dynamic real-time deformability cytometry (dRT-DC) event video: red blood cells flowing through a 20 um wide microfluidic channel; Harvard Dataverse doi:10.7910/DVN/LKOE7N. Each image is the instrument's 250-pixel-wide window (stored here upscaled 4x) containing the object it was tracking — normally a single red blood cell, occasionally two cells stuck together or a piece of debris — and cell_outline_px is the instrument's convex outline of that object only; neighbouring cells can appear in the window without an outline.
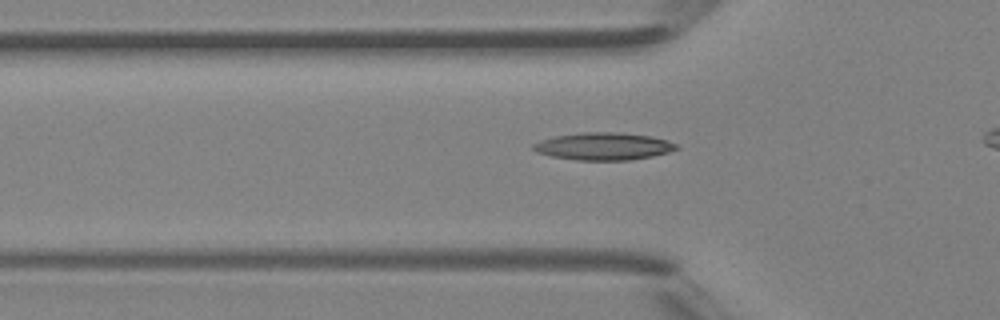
{"species": "Egyptian fruit bat (a non-hibernating species)", "species_latin": "Rousettus aegyptiacus", "temperature_condition": "room temperature", "stored_images_in_passage": 36, "camera_frame_rate_fps": 3000, "um_per_image_px": 0.085, "animal": {"sex": "female"}, "frame": {"image": 1, "passage_image": 12, "time_ms": 3.667, "image_size_px": [1000, 320], "cell_outline_px": [[680, 148], [668, 152], [652, 156], [628, 160], [576, 160], [552, 156], [536, 152], [532, 148], [532, 144], [540, 140], [556, 136], [584, 132], [616, 132], [652, 136], [668, 140], [676, 144]], "centroid_in_image_um": [51.3, 12.43], "position_along_channel_um": 74.5, "area_um2": 22.83}}
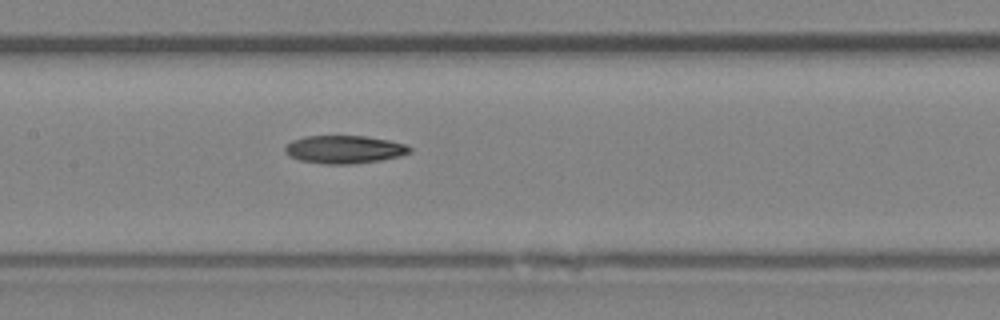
{"frame": {"image": 2, "passage_image": 19, "time_ms": 6.0, "image_size_px": [1000, 320], "cell_outline_px": [[412, 152], [400, 156], [380, 160], [352, 164], [324, 164], [300, 160], [288, 156], [284, 148], [292, 140], [304, 136], [364, 136], [388, 140], [404, 144], [412, 148]], "centroid_in_image_um": [29.26, 12.7], "position_along_channel_um": 178.1, "area_um2": 20.29}}
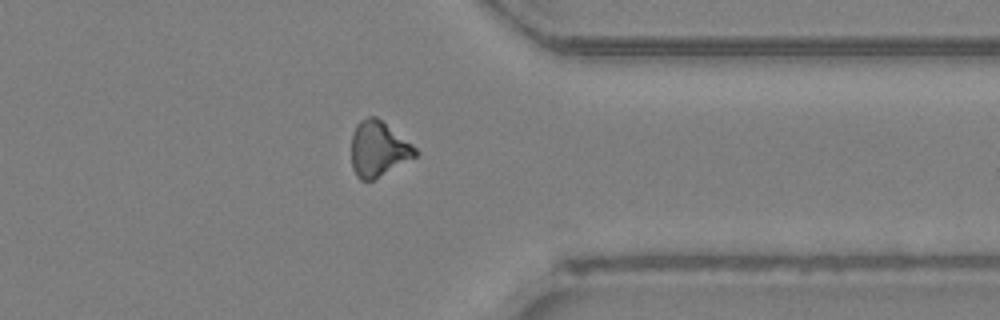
{"frame": {"image": 3, "passage_image": 33, "time_ms": 10.667, "image_size_px": [1000, 320], "cell_outline_px": [[420, 152], [416, 156], [372, 180], [360, 180], [356, 176], [352, 168], [352, 132], [356, 124], [360, 120], [368, 116], [376, 116], [412, 144]], "centroid_in_image_um": [32.14, 12.64], "position_along_channel_um": 379.3, "area_um2": 20.46}}